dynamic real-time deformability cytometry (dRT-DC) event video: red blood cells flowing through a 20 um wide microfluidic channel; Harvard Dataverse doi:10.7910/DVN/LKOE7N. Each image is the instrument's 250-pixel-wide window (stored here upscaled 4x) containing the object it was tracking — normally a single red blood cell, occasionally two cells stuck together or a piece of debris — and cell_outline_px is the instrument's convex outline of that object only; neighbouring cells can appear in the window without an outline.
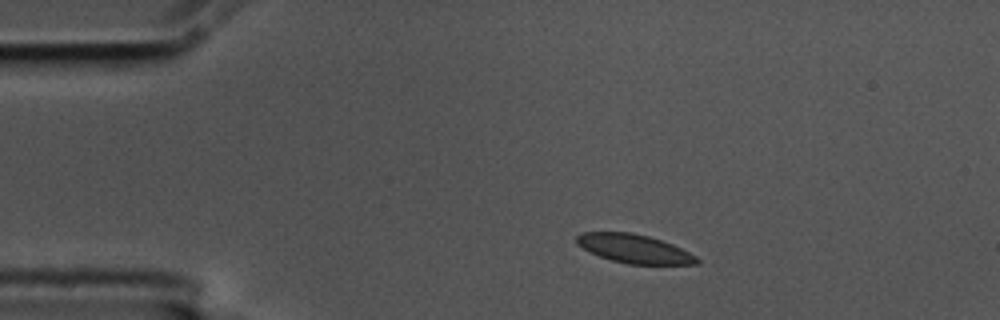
{"species": "common noctule bat (a hibernating species)", "species_latin": "Nyctalus noctula", "temperature_condition": "cold", "stored_images_in_passage": 47, "camera_frame_rate_fps": 3000, "um_per_image_px": 0.085, "animal": {"sex": "male", "body_mass_g": 17.5, "forearm_length_mm": 52.3}, "frame": {"image": 1, "passage_image": 1, "time_ms": 0.0, "image_size_px": [1000, 320], "cell_outline_px": [[700, 264], [628, 264], [612, 260], [600, 256], [576, 244], [576, 236], [580, 232], [632, 232], [648, 236], [672, 244], [696, 256], [700, 260]], "centroid_in_image_um": [53.9, 21.13], "position_along_channel_um": 31.1, "area_um2": 19.94}}
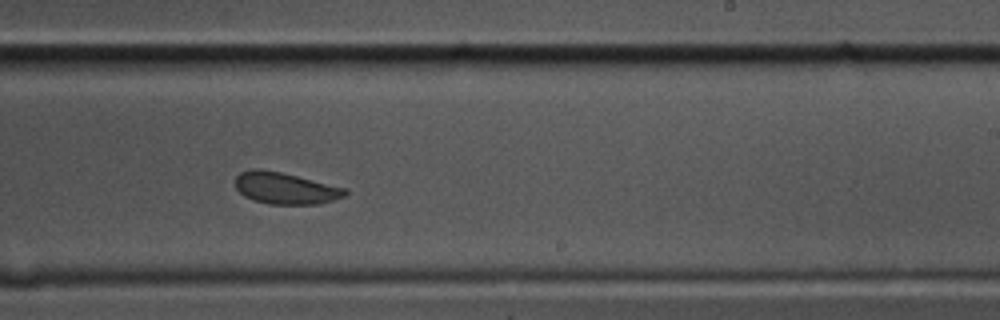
{"frame": {"image": 2, "passage_image": 25, "time_ms": 8.0, "image_size_px": [1000, 320], "cell_outline_px": [[348, 192], [344, 196], [320, 204], [268, 204], [252, 200], [244, 196], [236, 188], [236, 176], [240, 172], [252, 168], [260, 168], [280, 172], [348, 188]], "centroid_in_image_um": [24.25, 15.99], "position_along_channel_um": 264.8, "area_um2": 20.35}}
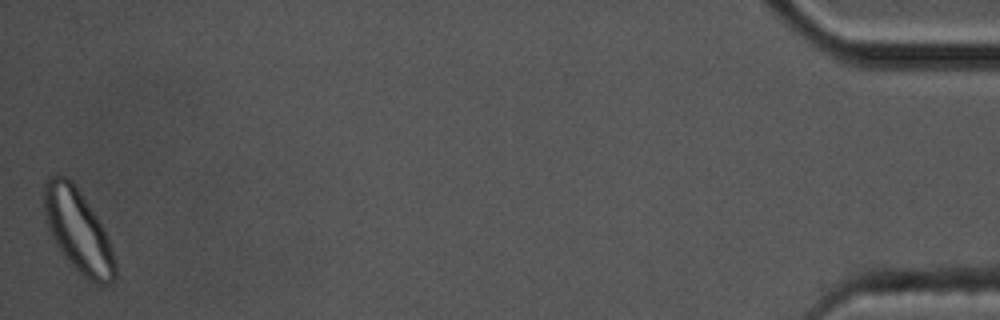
{"frame": {"image": 3, "passage_image": 47, "time_ms": 15.333, "image_size_px": [1000, 320], "cell_outline_px": [[116, 280], [108, 284], [96, 284], [88, 280], [64, 256], [56, 244], [48, 228], [44, 212], [44, 184], [48, 176], [68, 176], [72, 180], [96, 216], [112, 248], [116, 260]], "centroid_in_image_um": [6.64, 19.62], "position_along_channel_um": 428.6, "area_um2": 33.87}, "authors_computed_cell_mechanics": {"area_um2": 21.2126, "velocity_mm_per_s": 3.5216, "shape_relaxation_time_tau1_ms": 3.9811, "shape_relaxation_time_tau2_ms": 10.2592, "deformation_change_tau1": 0.0744, "deformation_change_tau2": 0.0771}}